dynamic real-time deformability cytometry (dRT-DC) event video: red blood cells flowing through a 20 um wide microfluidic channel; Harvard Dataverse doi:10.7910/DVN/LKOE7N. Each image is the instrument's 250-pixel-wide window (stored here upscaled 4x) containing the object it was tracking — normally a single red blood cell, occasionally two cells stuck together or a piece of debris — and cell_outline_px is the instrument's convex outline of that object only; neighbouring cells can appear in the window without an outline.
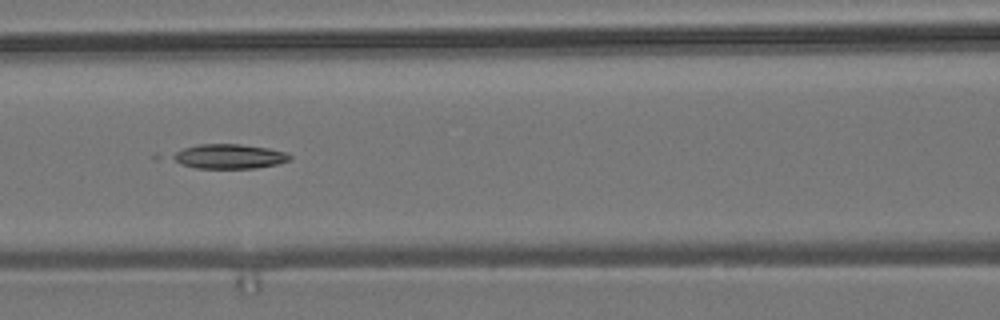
{"species": "common noctule bat (a hibernating species)", "species_latin": "Nyctalus noctula", "temperature_condition": "room temperature", "stored_images_in_passage": 10, "camera_frame_rate_fps": 3000, "um_per_image_px": 0.085, "animal": {"sex": "male", "body_mass_g": 19.2, "forearm_length_mm": 51.8}, "frame": {"image": 1, "passage_image": 6, "time_ms": 1.667, "image_size_px": [1000, 320], "cell_outline_px": [[292, 156], [288, 160], [276, 164], [256, 168], [196, 168], [156, 160], [152, 156], [156, 152], [200, 144], [240, 144], [268, 148], [284, 152]], "centroid_in_image_um": [18.91, 13.29], "position_along_channel_um": 147.7, "area_um2": 18.5}}
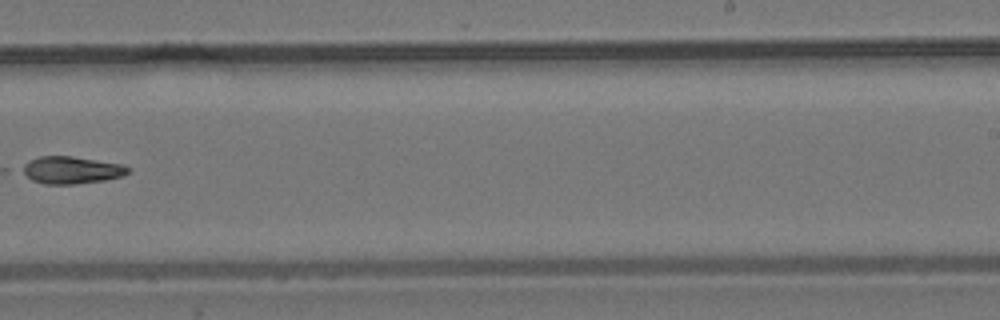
{"frame": {"image": 2, "passage_image": 9, "time_ms": 2.667, "image_size_px": [1000, 320], "cell_outline_px": [[128, 172], [120, 176], [104, 180], [76, 184], [44, 184], [32, 180], [20, 172], [16, 168], [28, 160], [40, 156], [72, 156], [120, 164], [128, 168]], "centroid_in_image_um": [5.92, 14.45], "position_along_channel_um": 283.1, "area_um2": 16.88}}
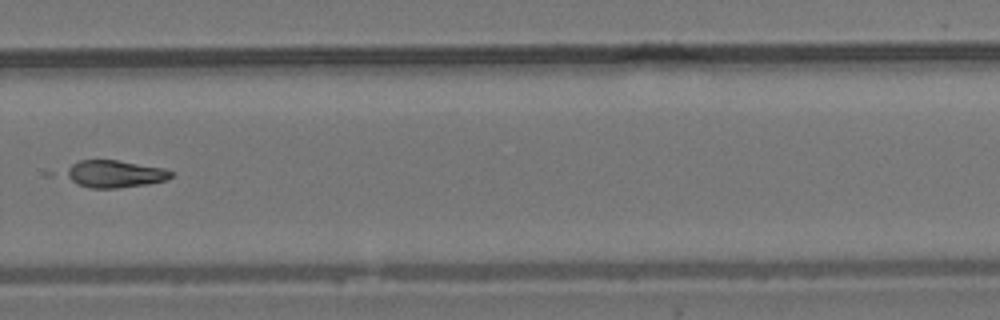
{"frame": {"image": 3, "passage_image": 10, "time_ms": 3.0, "image_size_px": [1000, 320], "cell_outline_px": [[172, 176], [168, 180], [148, 184], [116, 188], [88, 188], [76, 184], [64, 176], [60, 172], [72, 164], [80, 160], [116, 160], [164, 168], [172, 172]], "centroid_in_image_um": [9.68, 14.79], "position_along_channel_um": 320.1, "area_um2": 16.99}}